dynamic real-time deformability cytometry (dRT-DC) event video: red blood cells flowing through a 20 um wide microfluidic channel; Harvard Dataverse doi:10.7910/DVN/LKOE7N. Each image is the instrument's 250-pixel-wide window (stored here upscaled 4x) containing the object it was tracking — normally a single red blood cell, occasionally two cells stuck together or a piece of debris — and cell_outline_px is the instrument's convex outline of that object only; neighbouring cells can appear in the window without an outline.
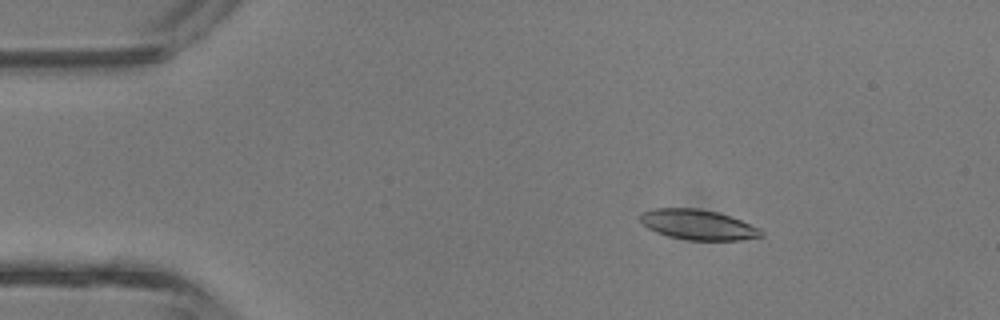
{"species": "common noctule bat (a hibernating species)", "species_latin": "Nyctalus noctula", "temperature_condition": "room temperature", "stored_images_in_passage": 4, "camera_frame_rate_fps": 3000, "um_per_image_px": 0.085, "animal": {"sex": "male", "body_mass_g": 13.3}, "frame": {"image": 1, "passage_image": 2, "time_ms": 0.333, "image_size_px": [1000, 320], "cell_outline_px": [[764, 236], [740, 240], [688, 240], [668, 236], [656, 232], [648, 228], [640, 220], [640, 212], [652, 208], [696, 208], [716, 212], [740, 220], [760, 228], [764, 232]], "centroid_in_image_um": [59.31, 19.1], "position_along_channel_um": 25.7, "area_um2": 21.21}}
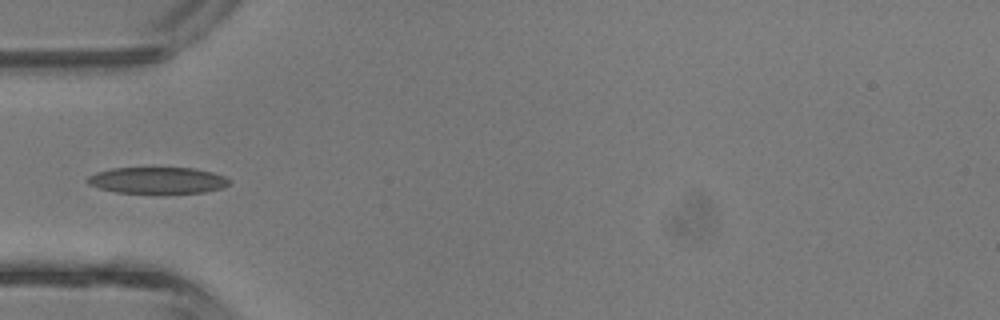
{"frame": {"image": 2, "passage_image": 4, "time_ms": 1.0, "image_size_px": [1000, 320], "cell_outline_px": [[228, 184], [220, 188], [204, 192], [116, 192], [100, 188], [88, 184], [84, 180], [88, 176], [96, 172], [112, 168], [196, 168], [212, 172], [224, 176], [228, 180]], "centroid_in_image_um": [13.33, 15.31], "position_along_channel_um": 71.7, "area_um2": 21.44}}